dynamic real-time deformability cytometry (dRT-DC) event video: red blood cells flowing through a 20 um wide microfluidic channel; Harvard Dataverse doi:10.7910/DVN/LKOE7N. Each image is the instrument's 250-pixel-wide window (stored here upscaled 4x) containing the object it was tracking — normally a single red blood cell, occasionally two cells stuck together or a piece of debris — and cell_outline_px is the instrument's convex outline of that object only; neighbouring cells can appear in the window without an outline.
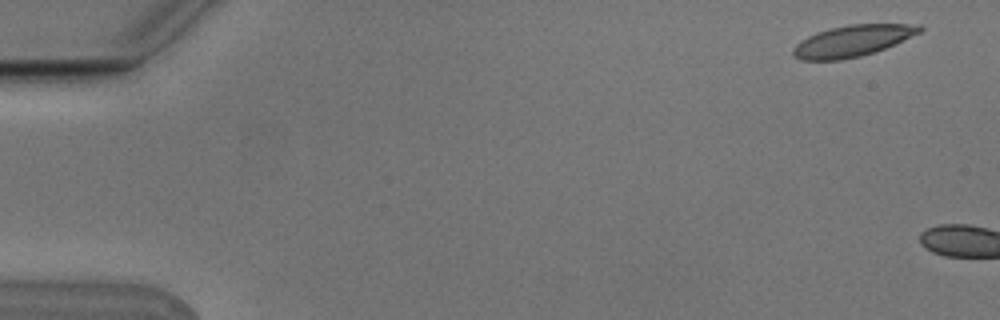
{"species": "Egyptian fruit bat (a non-hibernating species)", "species_latin": "Rousettus aegyptiacus", "temperature_condition": "cold", "stored_images_in_passage": 2, "camera_frame_rate_fps": 3000, "um_per_image_px": 0.085, "animal": {"sex": "male"}, "frame": {"image": 1, "passage_image": 1, "time_ms": 0.0, "image_size_px": [1000, 320], "cell_outline_px": [[924, 28], [920, 32], [884, 48], [860, 56], [840, 60], [800, 60], [792, 56], [792, 48], [800, 40], [816, 32], [848, 24], [920, 24]], "centroid_in_image_um": [72.4, 3.47], "position_along_channel_um": 12.6, "area_um2": 22.95}}